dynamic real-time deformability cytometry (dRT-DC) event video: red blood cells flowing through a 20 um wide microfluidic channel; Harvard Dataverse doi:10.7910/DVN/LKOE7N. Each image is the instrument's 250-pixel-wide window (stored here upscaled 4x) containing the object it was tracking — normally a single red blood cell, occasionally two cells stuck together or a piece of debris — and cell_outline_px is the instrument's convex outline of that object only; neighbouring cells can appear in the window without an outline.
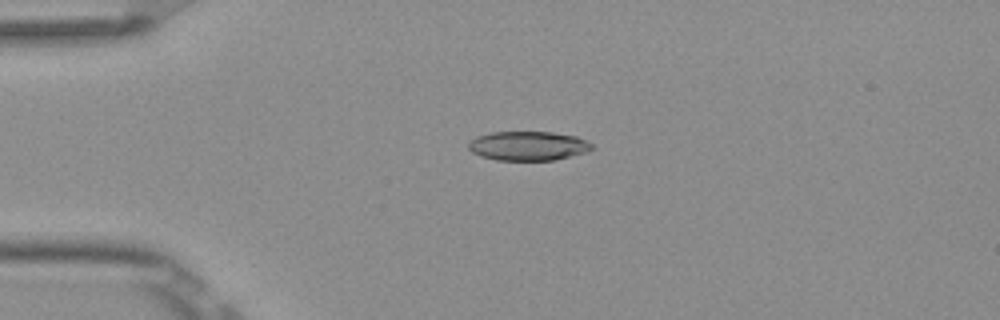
{"species": "Egyptian fruit bat (a non-hibernating species)", "species_latin": "Rousettus aegyptiacus", "temperature_condition": "room temperature", "stored_images_in_passage": 2, "camera_frame_rate_fps": 3000, "um_per_image_px": 0.085, "frame": {"image": 1, "passage_image": 1, "time_ms": 0.0, "image_size_px": [1000, 320], "cell_outline_px": [[596, 148], [588, 152], [556, 160], [496, 160], [480, 156], [472, 152], [468, 148], [468, 144], [476, 136], [492, 132], [552, 132], [576, 136], [592, 144]], "centroid_in_image_um": [44.92, 12.4], "position_along_channel_um": 40.1, "area_um2": 21.15}}